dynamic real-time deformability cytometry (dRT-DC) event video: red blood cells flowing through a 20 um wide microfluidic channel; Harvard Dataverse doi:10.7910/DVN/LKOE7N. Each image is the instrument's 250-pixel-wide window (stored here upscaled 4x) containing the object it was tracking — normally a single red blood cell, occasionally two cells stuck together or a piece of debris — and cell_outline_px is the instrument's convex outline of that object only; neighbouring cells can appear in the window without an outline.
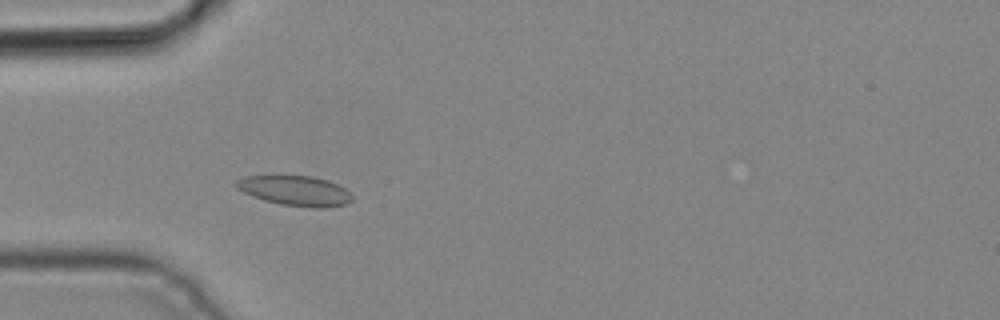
{"species": "common noctule bat (a hibernating species)", "species_latin": "Nyctalus noctula", "temperature_condition": "cold", "stored_images_in_passage": 4, "camera_frame_rate_fps": 3000, "um_per_image_px": 0.085, "animal": {"sex": "male", "body_mass_g": 19.2, "forearm_length_mm": 51.8}, "frame": {"image": 1, "passage_image": 3, "time_ms": 0.667, "image_size_px": [1000, 320], "cell_outline_px": [[352, 200], [348, 204], [324, 208], [312, 208], [280, 204], [264, 200], [252, 196], [236, 188], [236, 180], [244, 176], [312, 176], [328, 180], [344, 188], [352, 196]], "centroid_in_image_um": [25.1, 16.22], "position_along_channel_um": 59.9, "area_um2": 20.23}}
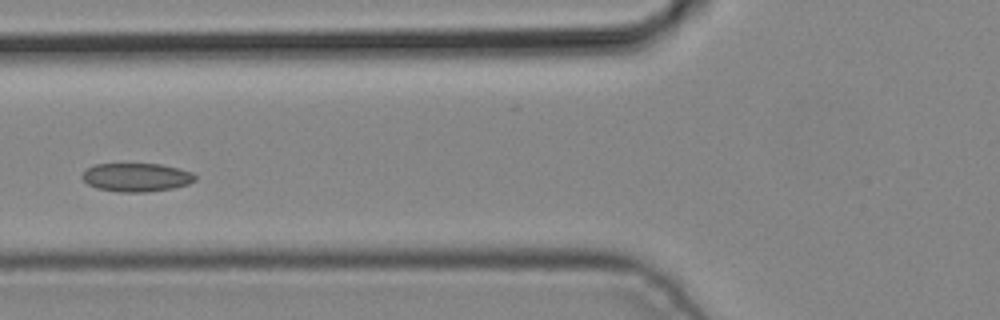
{"frame": {"image": 2, "passage_image": 4, "time_ms": 1.0, "image_size_px": [1000, 320], "cell_outline_px": [[196, 180], [188, 184], [172, 188], [148, 192], [120, 192], [96, 188], [88, 184], [80, 176], [84, 168], [96, 164], [160, 164], [192, 172], [196, 176]], "centroid_in_image_um": [11.55, 15.07], "position_along_channel_um": 114.2, "area_um2": 18.84}}